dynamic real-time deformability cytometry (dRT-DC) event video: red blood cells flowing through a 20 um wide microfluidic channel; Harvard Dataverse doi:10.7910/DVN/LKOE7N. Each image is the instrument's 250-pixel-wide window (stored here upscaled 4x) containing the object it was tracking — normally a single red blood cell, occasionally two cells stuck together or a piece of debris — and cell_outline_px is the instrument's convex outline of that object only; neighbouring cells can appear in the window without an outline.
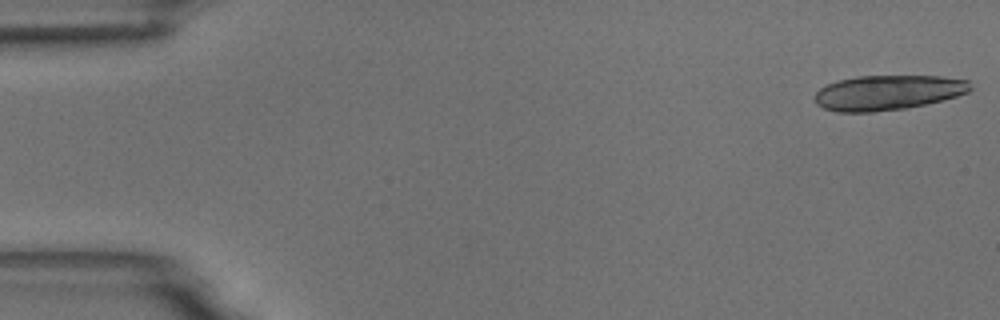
{"species": "common noctule bat (a hibernating species)", "species_latin": "Nyctalus noctula", "temperature_condition": "room temperature", "stored_images_in_passage": 5, "segment_of_instrument_passage": [2, 2], "camera_frame_rate_fps": 3000, "um_per_image_px": 0.085, "animal": {"sex": "male", "body_mass_g": 18.8}, "frame": {"image": 1, "passage_image": 5, "time_ms": 5.667, "image_size_px": [1000, 320], "cell_outline_px": [[972, 88], [968, 92], [956, 96], [924, 104], [904, 108], [872, 112], [836, 112], [824, 108], [816, 104], [812, 96], [820, 88], [828, 84], [840, 80], [856, 76], [940, 76], [968, 80]], "centroid_in_image_um": [75.42, 7.87], "position_along_channel_um": 9.6, "area_um2": 31.56}}